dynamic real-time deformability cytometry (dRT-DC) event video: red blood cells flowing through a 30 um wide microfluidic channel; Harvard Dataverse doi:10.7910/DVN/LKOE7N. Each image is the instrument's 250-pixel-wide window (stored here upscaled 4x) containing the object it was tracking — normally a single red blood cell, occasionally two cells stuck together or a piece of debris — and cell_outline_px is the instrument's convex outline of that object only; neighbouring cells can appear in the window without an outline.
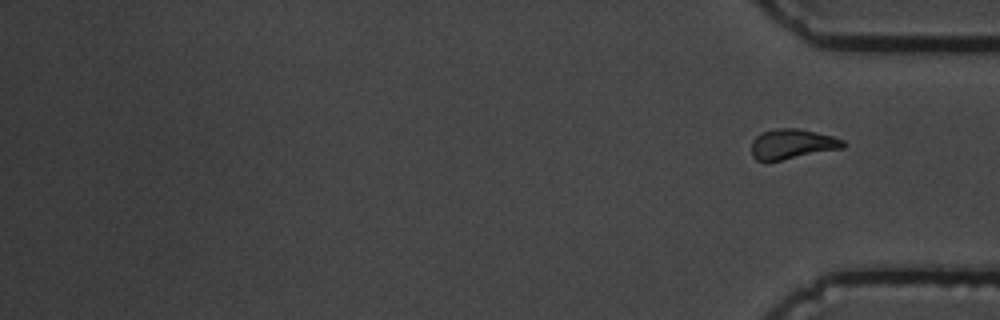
{"species": "common noctule bat (a hibernating species)", "species_latin": "Nyctalus noctula", "temperature_condition": "cold", "stored_images_in_passage": 18, "segment_of_instrument_passage": [2, 2], "camera_frame_rate_fps": 3000, "um_per_image_px": 0.085, "animal": {"sex": "male", "body_mass_g": 19.5, "forearm_length_mm": 54.6}, "frame": {"image": 1, "passage_image": 18, "time_ms": 19.667, "image_size_px": [1000, 320], "cell_outline_px": [[848, 144], [844, 148], [764, 164], [756, 160], [752, 156], [752, 140], [760, 132], [776, 128], [796, 128], [816, 132], [832, 136], [844, 140]], "centroid_in_image_um": [67.31, 12.27], "position_along_channel_um": 367.9, "area_um2": 16.59}}